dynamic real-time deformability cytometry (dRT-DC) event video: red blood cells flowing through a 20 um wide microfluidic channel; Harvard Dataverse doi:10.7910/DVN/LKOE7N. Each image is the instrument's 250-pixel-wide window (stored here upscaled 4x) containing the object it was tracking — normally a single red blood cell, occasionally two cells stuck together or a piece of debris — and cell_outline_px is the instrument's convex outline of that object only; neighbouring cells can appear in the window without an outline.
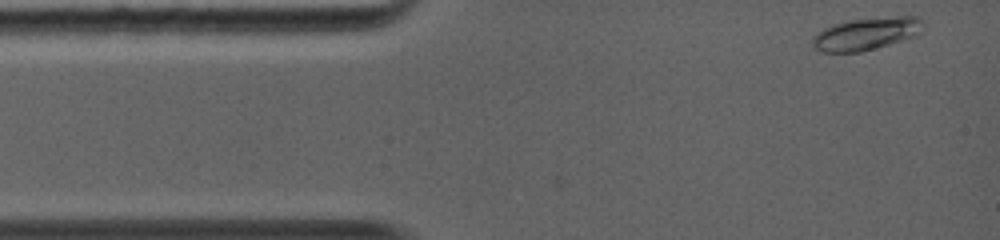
{"species": "common noctule bat (a hibernating species)", "species_latin": "Nyctalus noctula", "temperature_condition": "warm", "stored_images_in_passage": 33, "camera_frame_rate_fps": 5000, "um_per_image_px": 0.085, "animal": {"sex": "female", "body_mass_g": 19.0, "forearm_length_mm": 56.7}, "frame": {"image": 1, "passage_image": 1, "time_ms": 0.0, "image_size_px": [1000, 240], "cell_outline_px": [[924, 24], [920, 32], [916, 36], [860, 52], [824, 52], [816, 48], [812, 44], [812, 36], [816, 32], [832, 24], [848, 20], [900, 16], [916, 16]], "centroid_in_image_um": [73.6, 2.86], "position_along_channel_um": 11.4, "area_um2": 20.81}}
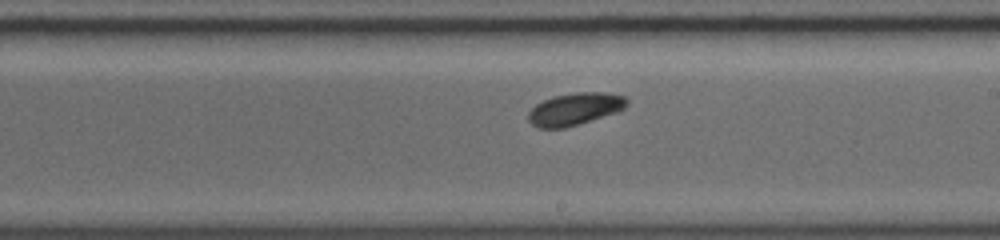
{"frame": {"image": 2, "passage_image": 20, "time_ms": 6.6, "image_size_px": [1000, 240], "cell_outline_px": [[628, 104], [624, 108], [616, 112], [564, 128], [540, 128], [532, 124], [528, 120], [528, 112], [536, 104], [552, 96], [576, 92], [604, 92], [624, 96], [628, 100]], "centroid_in_image_um": [48.85, 9.25], "position_along_channel_um": 240.2, "area_um2": 18.38}}
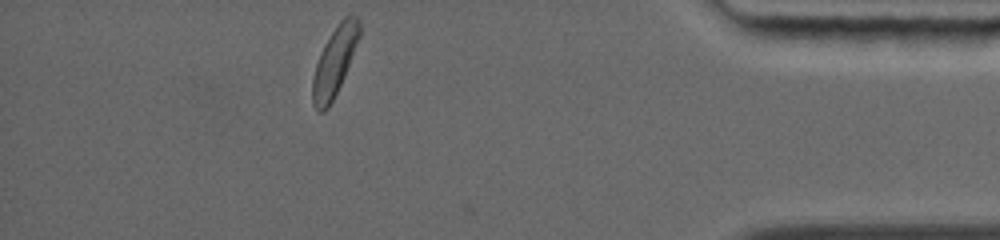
{"frame": {"image": 3, "passage_image": 33, "time_ms": 11.4, "image_size_px": [1000, 240], "cell_outline_px": [[360, 36], [344, 76], [328, 108], [324, 112], [316, 112], [312, 104], [312, 76], [320, 52], [324, 44], [340, 20], [344, 16], [356, 16], [360, 20]], "centroid_in_image_um": [28.41, 5.25], "position_along_channel_um": 406.8, "area_um2": 18.67}, "authors_computed_cell_mechanics": {"area_um2": 18.207, "velocity_mm_per_s": 4.3826, "shape_relaxation_time_tau1_ms": 0.8814, "shape_relaxation_time_tau2_ms": null, "deformation_change_tau1": 0.0843, "deformation_change_tau2": null}}